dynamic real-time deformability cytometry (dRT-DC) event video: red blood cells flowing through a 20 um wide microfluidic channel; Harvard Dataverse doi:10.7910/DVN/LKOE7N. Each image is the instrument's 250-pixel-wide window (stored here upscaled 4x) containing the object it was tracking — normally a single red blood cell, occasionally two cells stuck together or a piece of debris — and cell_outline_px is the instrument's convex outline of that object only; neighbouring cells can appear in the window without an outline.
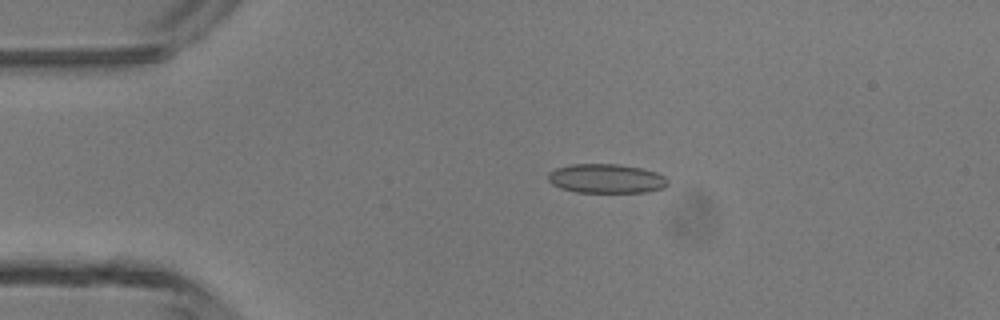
{"species": "common noctule bat (a hibernating species)", "species_latin": "Nyctalus noctula", "temperature_condition": "room temperature", "stored_images_in_passage": 4, "camera_frame_rate_fps": 3000, "um_per_image_px": 0.085, "animal": {"sex": "male", "body_mass_g": 13.3}, "frame": {"image": 1, "passage_image": 3, "time_ms": 2.333, "image_size_px": [1000, 320], "cell_outline_px": [[668, 184], [664, 188], [644, 192], [576, 192], [560, 188], [552, 184], [548, 180], [548, 172], [556, 168], [572, 164], [620, 164], [640, 168], [656, 172], [664, 176], [668, 180]], "centroid_in_image_um": [51.52, 15.18], "position_along_channel_um": 33.5, "area_um2": 20.4}}